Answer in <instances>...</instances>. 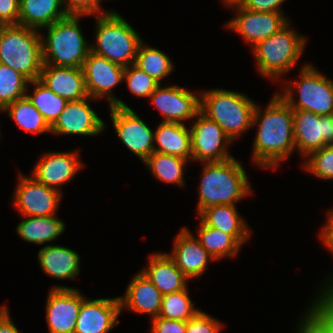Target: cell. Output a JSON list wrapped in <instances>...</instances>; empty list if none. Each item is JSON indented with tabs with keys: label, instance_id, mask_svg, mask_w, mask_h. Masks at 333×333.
Wrapping results in <instances>:
<instances>
[{
	"label": "cell",
	"instance_id": "1",
	"mask_svg": "<svg viewBox=\"0 0 333 333\" xmlns=\"http://www.w3.org/2000/svg\"><path fill=\"white\" fill-rule=\"evenodd\" d=\"M255 106L251 162L259 169L275 170L296 152L293 109L276 92L263 109Z\"/></svg>",
	"mask_w": 333,
	"mask_h": 333
},
{
	"label": "cell",
	"instance_id": "2",
	"mask_svg": "<svg viewBox=\"0 0 333 333\" xmlns=\"http://www.w3.org/2000/svg\"><path fill=\"white\" fill-rule=\"evenodd\" d=\"M198 185L196 215L217 205H236L252 196L253 187L243 163L232 157L221 162H204Z\"/></svg>",
	"mask_w": 333,
	"mask_h": 333
},
{
	"label": "cell",
	"instance_id": "3",
	"mask_svg": "<svg viewBox=\"0 0 333 333\" xmlns=\"http://www.w3.org/2000/svg\"><path fill=\"white\" fill-rule=\"evenodd\" d=\"M291 23L289 21L278 32L250 49L256 62V72L271 82H281L298 65L309 40L293 29Z\"/></svg>",
	"mask_w": 333,
	"mask_h": 333
},
{
	"label": "cell",
	"instance_id": "4",
	"mask_svg": "<svg viewBox=\"0 0 333 333\" xmlns=\"http://www.w3.org/2000/svg\"><path fill=\"white\" fill-rule=\"evenodd\" d=\"M84 17L68 15L39 31L44 64L82 68L91 51V41L85 38L80 25Z\"/></svg>",
	"mask_w": 333,
	"mask_h": 333
},
{
	"label": "cell",
	"instance_id": "5",
	"mask_svg": "<svg viewBox=\"0 0 333 333\" xmlns=\"http://www.w3.org/2000/svg\"><path fill=\"white\" fill-rule=\"evenodd\" d=\"M256 101L239 91L222 88L200 90V111L215 121L235 143L252 129Z\"/></svg>",
	"mask_w": 333,
	"mask_h": 333
},
{
	"label": "cell",
	"instance_id": "6",
	"mask_svg": "<svg viewBox=\"0 0 333 333\" xmlns=\"http://www.w3.org/2000/svg\"><path fill=\"white\" fill-rule=\"evenodd\" d=\"M117 10L95 18L91 51L109 61L127 67L135 63L140 43L144 40Z\"/></svg>",
	"mask_w": 333,
	"mask_h": 333
},
{
	"label": "cell",
	"instance_id": "7",
	"mask_svg": "<svg viewBox=\"0 0 333 333\" xmlns=\"http://www.w3.org/2000/svg\"><path fill=\"white\" fill-rule=\"evenodd\" d=\"M301 65L298 79H282L283 91L277 93L292 109L320 116L333 114V80L308 61Z\"/></svg>",
	"mask_w": 333,
	"mask_h": 333
},
{
	"label": "cell",
	"instance_id": "8",
	"mask_svg": "<svg viewBox=\"0 0 333 333\" xmlns=\"http://www.w3.org/2000/svg\"><path fill=\"white\" fill-rule=\"evenodd\" d=\"M0 63L29 81L39 79L44 64L40 32L20 24L4 25L0 36Z\"/></svg>",
	"mask_w": 333,
	"mask_h": 333
},
{
	"label": "cell",
	"instance_id": "9",
	"mask_svg": "<svg viewBox=\"0 0 333 333\" xmlns=\"http://www.w3.org/2000/svg\"><path fill=\"white\" fill-rule=\"evenodd\" d=\"M189 126L192 162H221L230 159L229 147L233 142L212 119L199 111Z\"/></svg>",
	"mask_w": 333,
	"mask_h": 333
},
{
	"label": "cell",
	"instance_id": "10",
	"mask_svg": "<svg viewBox=\"0 0 333 333\" xmlns=\"http://www.w3.org/2000/svg\"><path fill=\"white\" fill-rule=\"evenodd\" d=\"M89 97L108 101V107L131 108L118 98L114 88L124 82V67L90 51L82 66Z\"/></svg>",
	"mask_w": 333,
	"mask_h": 333
},
{
	"label": "cell",
	"instance_id": "11",
	"mask_svg": "<svg viewBox=\"0 0 333 333\" xmlns=\"http://www.w3.org/2000/svg\"><path fill=\"white\" fill-rule=\"evenodd\" d=\"M12 204L20 216L57 215L63 194L38 182L33 176L17 172Z\"/></svg>",
	"mask_w": 333,
	"mask_h": 333
},
{
	"label": "cell",
	"instance_id": "12",
	"mask_svg": "<svg viewBox=\"0 0 333 333\" xmlns=\"http://www.w3.org/2000/svg\"><path fill=\"white\" fill-rule=\"evenodd\" d=\"M235 16L224 23V28L239 34L250 49L259 41L278 32L290 20L278 12H257L243 8L238 2L226 6Z\"/></svg>",
	"mask_w": 333,
	"mask_h": 333
},
{
	"label": "cell",
	"instance_id": "13",
	"mask_svg": "<svg viewBox=\"0 0 333 333\" xmlns=\"http://www.w3.org/2000/svg\"><path fill=\"white\" fill-rule=\"evenodd\" d=\"M108 108L116 136L143 163L154 152V130L132 108Z\"/></svg>",
	"mask_w": 333,
	"mask_h": 333
},
{
	"label": "cell",
	"instance_id": "14",
	"mask_svg": "<svg viewBox=\"0 0 333 333\" xmlns=\"http://www.w3.org/2000/svg\"><path fill=\"white\" fill-rule=\"evenodd\" d=\"M80 153L79 148L61 152L44 151L34 164L30 175L64 195L63 185L70 183L77 173L85 168Z\"/></svg>",
	"mask_w": 333,
	"mask_h": 333
},
{
	"label": "cell",
	"instance_id": "15",
	"mask_svg": "<svg viewBox=\"0 0 333 333\" xmlns=\"http://www.w3.org/2000/svg\"><path fill=\"white\" fill-rule=\"evenodd\" d=\"M98 100L85 97L77 101H68L64 110L51 125L50 135L96 137L102 135L108 125L99 117L90 105Z\"/></svg>",
	"mask_w": 333,
	"mask_h": 333
},
{
	"label": "cell",
	"instance_id": "16",
	"mask_svg": "<svg viewBox=\"0 0 333 333\" xmlns=\"http://www.w3.org/2000/svg\"><path fill=\"white\" fill-rule=\"evenodd\" d=\"M85 298L78 288L53 284L45 304V320L49 333H74L81 303Z\"/></svg>",
	"mask_w": 333,
	"mask_h": 333
},
{
	"label": "cell",
	"instance_id": "17",
	"mask_svg": "<svg viewBox=\"0 0 333 333\" xmlns=\"http://www.w3.org/2000/svg\"><path fill=\"white\" fill-rule=\"evenodd\" d=\"M180 85L160 84L149 100L162 116L161 122L186 124L200 111V92Z\"/></svg>",
	"mask_w": 333,
	"mask_h": 333
},
{
	"label": "cell",
	"instance_id": "18",
	"mask_svg": "<svg viewBox=\"0 0 333 333\" xmlns=\"http://www.w3.org/2000/svg\"><path fill=\"white\" fill-rule=\"evenodd\" d=\"M295 149L301 159L326 145H333V114L320 116L293 109Z\"/></svg>",
	"mask_w": 333,
	"mask_h": 333
},
{
	"label": "cell",
	"instance_id": "19",
	"mask_svg": "<svg viewBox=\"0 0 333 333\" xmlns=\"http://www.w3.org/2000/svg\"><path fill=\"white\" fill-rule=\"evenodd\" d=\"M178 231L172 241V250L167 253L183 274L194 281L206 273L210 262L216 260L202 247L191 229L184 226Z\"/></svg>",
	"mask_w": 333,
	"mask_h": 333
},
{
	"label": "cell",
	"instance_id": "20",
	"mask_svg": "<svg viewBox=\"0 0 333 333\" xmlns=\"http://www.w3.org/2000/svg\"><path fill=\"white\" fill-rule=\"evenodd\" d=\"M123 316L119 297L91 299L86 297L80 307L74 333H110Z\"/></svg>",
	"mask_w": 333,
	"mask_h": 333
},
{
	"label": "cell",
	"instance_id": "21",
	"mask_svg": "<svg viewBox=\"0 0 333 333\" xmlns=\"http://www.w3.org/2000/svg\"><path fill=\"white\" fill-rule=\"evenodd\" d=\"M118 297L121 313L124 310L132 311L135 314L149 315L151 320L160 313L163 294L139 271L128 283L125 294Z\"/></svg>",
	"mask_w": 333,
	"mask_h": 333
},
{
	"label": "cell",
	"instance_id": "22",
	"mask_svg": "<svg viewBox=\"0 0 333 333\" xmlns=\"http://www.w3.org/2000/svg\"><path fill=\"white\" fill-rule=\"evenodd\" d=\"M37 258L41 271L49 278L75 281L80 275L81 256L70 247L55 243L45 245L38 250Z\"/></svg>",
	"mask_w": 333,
	"mask_h": 333
},
{
	"label": "cell",
	"instance_id": "23",
	"mask_svg": "<svg viewBox=\"0 0 333 333\" xmlns=\"http://www.w3.org/2000/svg\"><path fill=\"white\" fill-rule=\"evenodd\" d=\"M39 80L67 101L89 96L82 68L43 64Z\"/></svg>",
	"mask_w": 333,
	"mask_h": 333
},
{
	"label": "cell",
	"instance_id": "24",
	"mask_svg": "<svg viewBox=\"0 0 333 333\" xmlns=\"http://www.w3.org/2000/svg\"><path fill=\"white\" fill-rule=\"evenodd\" d=\"M147 265L140 271L165 295L186 289L190 281L167 252L149 254Z\"/></svg>",
	"mask_w": 333,
	"mask_h": 333
},
{
	"label": "cell",
	"instance_id": "25",
	"mask_svg": "<svg viewBox=\"0 0 333 333\" xmlns=\"http://www.w3.org/2000/svg\"><path fill=\"white\" fill-rule=\"evenodd\" d=\"M205 225L231 234L242 246L252 236L251 226L236 205H217L204 209L198 216ZM250 226V227H249Z\"/></svg>",
	"mask_w": 333,
	"mask_h": 333
},
{
	"label": "cell",
	"instance_id": "26",
	"mask_svg": "<svg viewBox=\"0 0 333 333\" xmlns=\"http://www.w3.org/2000/svg\"><path fill=\"white\" fill-rule=\"evenodd\" d=\"M57 216H21L15 232L22 240L33 245H50L63 235L67 227L66 222Z\"/></svg>",
	"mask_w": 333,
	"mask_h": 333
},
{
	"label": "cell",
	"instance_id": "27",
	"mask_svg": "<svg viewBox=\"0 0 333 333\" xmlns=\"http://www.w3.org/2000/svg\"><path fill=\"white\" fill-rule=\"evenodd\" d=\"M154 152L178 156L192 162L191 133L187 124L160 121L154 128Z\"/></svg>",
	"mask_w": 333,
	"mask_h": 333
},
{
	"label": "cell",
	"instance_id": "28",
	"mask_svg": "<svg viewBox=\"0 0 333 333\" xmlns=\"http://www.w3.org/2000/svg\"><path fill=\"white\" fill-rule=\"evenodd\" d=\"M68 15L62 0H20L18 24L40 31Z\"/></svg>",
	"mask_w": 333,
	"mask_h": 333
},
{
	"label": "cell",
	"instance_id": "29",
	"mask_svg": "<svg viewBox=\"0 0 333 333\" xmlns=\"http://www.w3.org/2000/svg\"><path fill=\"white\" fill-rule=\"evenodd\" d=\"M188 160L164 154L153 152L144 162V166L152 176L163 184L177 185L186 188L185 172L189 164Z\"/></svg>",
	"mask_w": 333,
	"mask_h": 333
},
{
	"label": "cell",
	"instance_id": "30",
	"mask_svg": "<svg viewBox=\"0 0 333 333\" xmlns=\"http://www.w3.org/2000/svg\"><path fill=\"white\" fill-rule=\"evenodd\" d=\"M196 238L202 247L218 262L221 259H232L241 252L242 245L231 235L205 225L198 218Z\"/></svg>",
	"mask_w": 333,
	"mask_h": 333
},
{
	"label": "cell",
	"instance_id": "31",
	"mask_svg": "<svg viewBox=\"0 0 333 333\" xmlns=\"http://www.w3.org/2000/svg\"><path fill=\"white\" fill-rule=\"evenodd\" d=\"M2 114L14 120V123L27 133L51 134V126L27 96L7 105L2 110Z\"/></svg>",
	"mask_w": 333,
	"mask_h": 333
},
{
	"label": "cell",
	"instance_id": "32",
	"mask_svg": "<svg viewBox=\"0 0 333 333\" xmlns=\"http://www.w3.org/2000/svg\"><path fill=\"white\" fill-rule=\"evenodd\" d=\"M134 64L159 84L175 71L173 60L165 52L148 45L144 40L139 45Z\"/></svg>",
	"mask_w": 333,
	"mask_h": 333
},
{
	"label": "cell",
	"instance_id": "33",
	"mask_svg": "<svg viewBox=\"0 0 333 333\" xmlns=\"http://www.w3.org/2000/svg\"><path fill=\"white\" fill-rule=\"evenodd\" d=\"M26 96L50 126L56 121L68 102L51 91L39 79L29 81Z\"/></svg>",
	"mask_w": 333,
	"mask_h": 333
},
{
	"label": "cell",
	"instance_id": "34",
	"mask_svg": "<svg viewBox=\"0 0 333 333\" xmlns=\"http://www.w3.org/2000/svg\"><path fill=\"white\" fill-rule=\"evenodd\" d=\"M189 287L184 290L163 295L161 310L158 317L188 321L201 309L195 306Z\"/></svg>",
	"mask_w": 333,
	"mask_h": 333
},
{
	"label": "cell",
	"instance_id": "35",
	"mask_svg": "<svg viewBox=\"0 0 333 333\" xmlns=\"http://www.w3.org/2000/svg\"><path fill=\"white\" fill-rule=\"evenodd\" d=\"M29 80L9 66L0 63V110L26 96Z\"/></svg>",
	"mask_w": 333,
	"mask_h": 333
},
{
	"label": "cell",
	"instance_id": "36",
	"mask_svg": "<svg viewBox=\"0 0 333 333\" xmlns=\"http://www.w3.org/2000/svg\"><path fill=\"white\" fill-rule=\"evenodd\" d=\"M301 164L303 171L321 180L333 181V145L312 152Z\"/></svg>",
	"mask_w": 333,
	"mask_h": 333
},
{
	"label": "cell",
	"instance_id": "37",
	"mask_svg": "<svg viewBox=\"0 0 333 333\" xmlns=\"http://www.w3.org/2000/svg\"><path fill=\"white\" fill-rule=\"evenodd\" d=\"M124 81L126 82L129 92L138 98L149 99L150 95L160 85L135 64L124 67Z\"/></svg>",
	"mask_w": 333,
	"mask_h": 333
},
{
	"label": "cell",
	"instance_id": "38",
	"mask_svg": "<svg viewBox=\"0 0 333 333\" xmlns=\"http://www.w3.org/2000/svg\"><path fill=\"white\" fill-rule=\"evenodd\" d=\"M300 315L299 322L310 333H333V321L312 301ZM302 316V317H301Z\"/></svg>",
	"mask_w": 333,
	"mask_h": 333
},
{
	"label": "cell",
	"instance_id": "39",
	"mask_svg": "<svg viewBox=\"0 0 333 333\" xmlns=\"http://www.w3.org/2000/svg\"><path fill=\"white\" fill-rule=\"evenodd\" d=\"M224 327V322L202 309L186 321V333H220Z\"/></svg>",
	"mask_w": 333,
	"mask_h": 333
},
{
	"label": "cell",
	"instance_id": "40",
	"mask_svg": "<svg viewBox=\"0 0 333 333\" xmlns=\"http://www.w3.org/2000/svg\"><path fill=\"white\" fill-rule=\"evenodd\" d=\"M69 15L97 16L110 13L114 10H105L101 5L107 0H62Z\"/></svg>",
	"mask_w": 333,
	"mask_h": 333
},
{
	"label": "cell",
	"instance_id": "41",
	"mask_svg": "<svg viewBox=\"0 0 333 333\" xmlns=\"http://www.w3.org/2000/svg\"><path fill=\"white\" fill-rule=\"evenodd\" d=\"M318 238H320L319 240H321L322 245H324V247L326 249L329 250V252H331V254L333 255V223H324L322 224V228L320 229V232L318 233ZM326 279H323L321 281H324L323 283L321 282L320 286L318 289H316V295H314L312 297L313 301L324 291L327 290L329 288L333 287V272L328 276L326 275L325 277Z\"/></svg>",
	"mask_w": 333,
	"mask_h": 333
},
{
	"label": "cell",
	"instance_id": "42",
	"mask_svg": "<svg viewBox=\"0 0 333 333\" xmlns=\"http://www.w3.org/2000/svg\"><path fill=\"white\" fill-rule=\"evenodd\" d=\"M149 324L151 333H186V321L156 317Z\"/></svg>",
	"mask_w": 333,
	"mask_h": 333
},
{
	"label": "cell",
	"instance_id": "43",
	"mask_svg": "<svg viewBox=\"0 0 333 333\" xmlns=\"http://www.w3.org/2000/svg\"><path fill=\"white\" fill-rule=\"evenodd\" d=\"M285 1L286 0H239L238 3L247 10L283 13L290 20L285 12H283L282 5Z\"/></svg>",
	"mask_w": 333,
	"mask_h": 333
},
{
	"label": "cell",
	"instance_id": "44",
	"mask_svg": "<svg viewBox=\"0 0 333 333\" xmlns=\"http://www.w3.org/2000/svg\"><path fill=\"white\" fill-rule=\"evenodd\" d=\"M20 0H0V23L18 24Z\"/></svg>",
	"mask_w": 333,
	"mask_h": 333
},
{
	"label": "cell",
	"instance_id": "45",
	"mask_svg": "<svg viewBox=\"0 0 333 333\" xmlns=\"http://www.w3.org/2000/svg\"><path fill=\"white\" fill-rule=\"evenodd\" d=\"M313 302L333 321V287L324 290Z\"/></svg>",
	"mask_w": 333,
	"mask_h": 333
},
{
	"label": "cell",
	"instance_id": "46",
	"mask_svg": "<svg viewBox=\"0 0 333 333\" xmlns=\"http://www.w3.org/2000/svg\"><path fill=\"white\" fill-rule=\"evenodd\" d=\"M7 305L0 306V333H21L11 318Z\"/></svg>",
	"mask_w": 333,
	"mask_h": 333
},
{
	"label": "cell",
	"instance_id": "47",
	"mask_svg": "<svg viewBox=\"0 0 333 333\" xmlns=\"http://www.w3.org/2000/svg\"><path fill=\"white\" fill-rule=\"evenodd\" d=\"M296 323L298 324L295 326L294 333H310L299 321Z\"/></svg>",
	"mask_w": 333,
	"mask_h": 333
},
{
	"label": "cell",
	"instance_id": "48",
	"mask_svg": "<svg viewBox=\"0 0 333 333\" xmlns=\"http://www.w3.org/2000/svg\"><path fill=\"white\" fill-rule=\"evenodd\" d=\"M323 223H333V207L326 210V220Z\"/></svg>",
	"mask_w": 333,
	"mask_h": 333
},
{
	"label": "cell",
	"instance_id": "49",
	"mask_svg": "<svg viewBox=\"0 0 333 333\" xmlns=\"http://www.w3.org/2000/svg\"><path fill=\"white\" fill-rule=\"evenodd\" d=\"M220 2L223 3L224 7H226L229 4L239 2V0H220Z\"/></svg>",
	"mask_w": 333,
	"mask_h": 333
},
{
	"label": "cell",
	"instance_id": "50",
	"mask_svg": "<svg viewBox=\"0 0 333 333\" xmlns=\"http://www.w3.org/2000/svg\"><path fill=\"white\" fill-rule=\"evenodd\" d=\"M4 25H5V24L0 23V36H1L2 29H3Z\"/></svg>",
	"mask_w": 333,
	"mask_h": 333
}]
</instances>
